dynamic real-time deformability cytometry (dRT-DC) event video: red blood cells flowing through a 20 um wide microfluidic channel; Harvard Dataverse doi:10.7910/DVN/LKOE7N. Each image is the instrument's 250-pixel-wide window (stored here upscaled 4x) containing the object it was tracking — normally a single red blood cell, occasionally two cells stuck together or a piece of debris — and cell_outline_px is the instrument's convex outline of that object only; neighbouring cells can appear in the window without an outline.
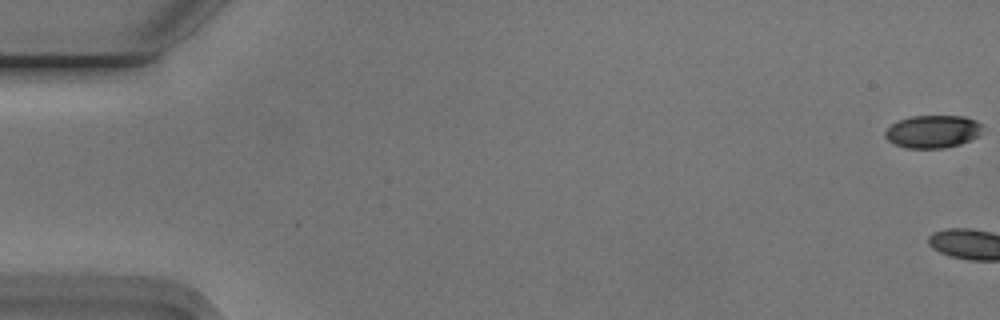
{"species": "Egyptian fruit bat (a non-hibernating species)", "species_latin": "Rousettus aegyptiacus", "temperature_condition": "cold", "stored_images_in_passage": 4, "camera_frame_rate_fps": 3000, "um_per_image_px": 0.085, "animal": {"sex": "male"}, "frame": {"image": 1, "passage_image": 1, "time_ms": 0.0, "image_size_px": [1000, 320], "cell_outline_px": [[984, 124], [980, 132], [976, 136], [960, 144], [944, 148], [908, 148], [896, 144], [888, 140], [884, 136], [884, 132], [892, 124], [908, 116], [964, 116], [976, 120]], "centroid_in_image_um": [79.29, 11.17], "position_along_channel_um": 5.7, "area_um2": 18.5}}